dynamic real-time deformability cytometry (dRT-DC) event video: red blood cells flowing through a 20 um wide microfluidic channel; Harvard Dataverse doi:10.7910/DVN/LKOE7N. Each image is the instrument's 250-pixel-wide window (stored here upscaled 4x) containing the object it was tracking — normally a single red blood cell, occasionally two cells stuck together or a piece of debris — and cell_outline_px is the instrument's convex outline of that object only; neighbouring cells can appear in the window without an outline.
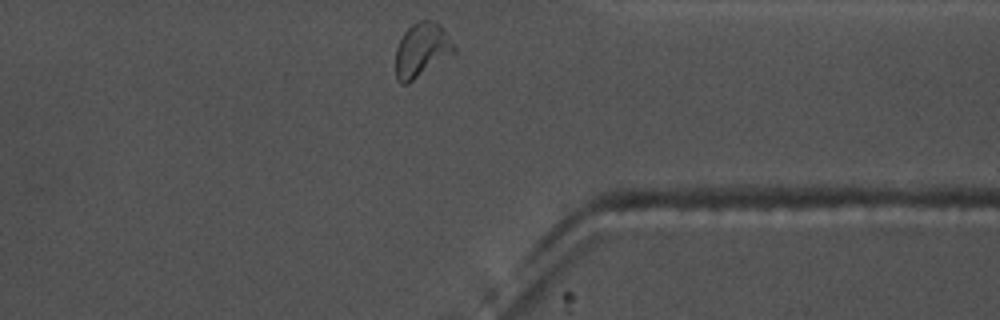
{"species": "common noctule bat (a hibernating species)", "species_latin": "Nyctalus noctula", "temperature_condition": "warm", "stored_images_in_passage": 30, "camera_frame_rate_fps": 3000, "um_per_image_px": 0.085, "animal": {"sex": "male", "body_mass_g": 17.5, "forearm_length_mm": 52.3}, "frame": {"image": 1, "passage_image": 30, "time_ms": 9.667, "image_size_px": [1000, 320], "cell_outline_px": [[456, 52], [408, 84], [400, 84], [396, 80], [396, 48], [404, 32], [412, 24], [420, 20], [432, 20], [440, 24], [456, 44]], "centroid_in_image_um": [35.87, 4.25], "position_along_channel_um": 375.5, "area_um2": 18.67}, "authors_computed_cell_mechanics": {"area_um2": 17.1666, "velocity_mm_per_s": 3.6414, "shape_relaxation_time_tau1_ms": 6.0587, "shape_relaxation_time_tau2_ms": 2.0952, "deformation_change_tau1": 0.1584, "deformation_change_tau2": 0.0688}}